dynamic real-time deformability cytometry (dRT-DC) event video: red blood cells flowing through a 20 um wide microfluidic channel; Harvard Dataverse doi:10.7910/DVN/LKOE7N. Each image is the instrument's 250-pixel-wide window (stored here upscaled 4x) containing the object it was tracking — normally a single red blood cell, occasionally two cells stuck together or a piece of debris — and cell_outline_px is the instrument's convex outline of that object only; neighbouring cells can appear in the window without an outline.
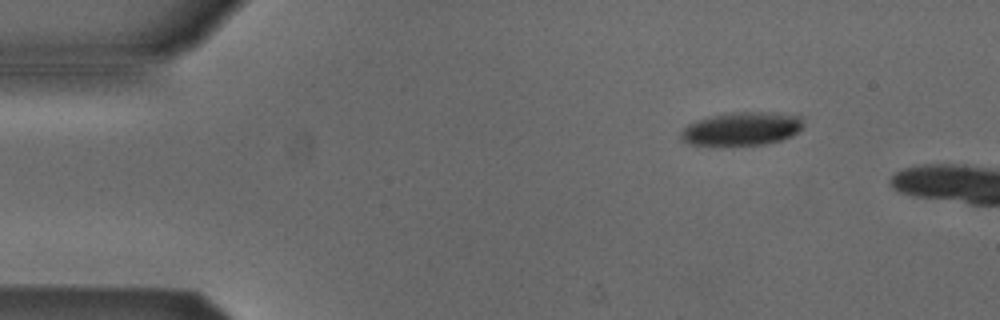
{"species": "Egyptian fruit bat (a non-hibernating species)", "species_latin": "Rousettus aegyptiacus", "temperature_condition": "cold", "stored_images_in_passage": 2, "camera_frame_rate_fps": 3000, "um_per_image_px": 0.085, "animal": {"sex": "male"}, "frame": {"image": 1, "passage_image": 2, "time_ms": 2.0, "image_size_px": [1000, 320], "cell_outline_px": [[804, 124], [792, 136], [780, 140], [764, 144], [688, 144], [680, 140], [680, 132], [688, 124], [696, 120], [712, 116], [736, 112], [772, 112], [804, 116]], "centroid_in_image_um": [63.07, 10.92], "position_along_channel_um": 21.9, "area_um2": 23.58}}